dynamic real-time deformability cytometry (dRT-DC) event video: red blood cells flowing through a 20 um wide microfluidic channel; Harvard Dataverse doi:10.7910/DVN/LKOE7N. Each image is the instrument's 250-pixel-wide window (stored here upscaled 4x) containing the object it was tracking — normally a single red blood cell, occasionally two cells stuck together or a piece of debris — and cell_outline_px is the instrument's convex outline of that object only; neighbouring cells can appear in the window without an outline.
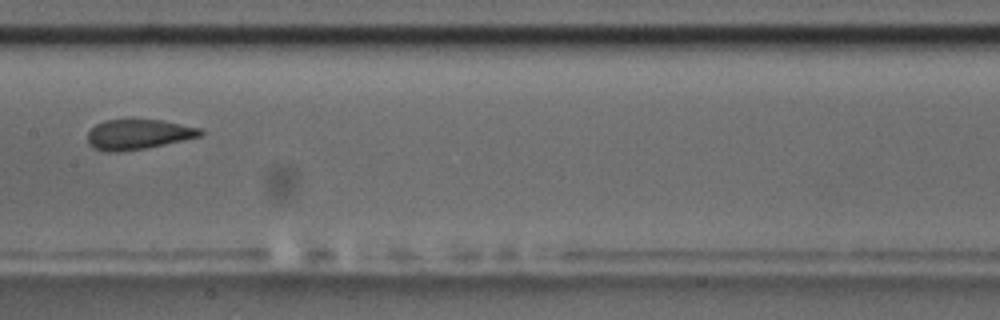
{"species": "common noctule bat (a hibernating species)", "species_latin": "Nyctalus noctula", "temperature_condition": "room temperature", "stored_images_in_passage": 8, "camera_frame_rate_fps": 3000, "um_per_image_px": 0.085, "animal": {"sex": "male", "body_mass_g": 17.5, "forearm_length_mm": 52.3}, "frame": {"image": 1, "passage_image": 8, "time_ms": 2.333, "image_size_px": [1000, 320], "cell_outline_px": [[204, 132], [200, 136], [184, 140], [148, 148], [120, 152], [108, 152], [96, 148], [88, 144], [88, 132], [96, 124], [104, 120], [160, 120], [200, 128]], "centroid_in_image_um": [11.74, 11.43], "position_along_channel_um": 195.7, "area_um2": 19.65}}